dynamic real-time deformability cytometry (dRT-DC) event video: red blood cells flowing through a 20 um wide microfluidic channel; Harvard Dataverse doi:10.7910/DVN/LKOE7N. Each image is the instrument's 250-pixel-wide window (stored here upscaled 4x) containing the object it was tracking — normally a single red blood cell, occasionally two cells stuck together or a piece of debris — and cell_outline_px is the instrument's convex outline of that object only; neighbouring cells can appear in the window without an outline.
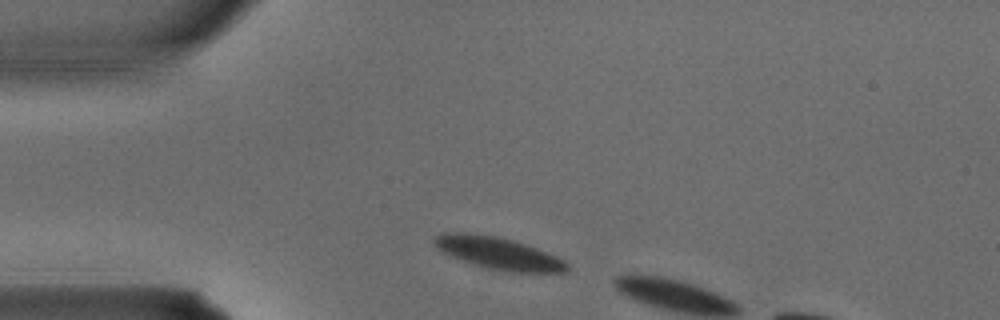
{"species": "common noctule bat (a hibernating species)", "species_latin": "Nyctalus noctula", "temperature_condition": "warm", "stored_images_in_passage": 2, "segment_of_instrument_passage": [2, 2], "camera_frame_rate_fps": 3000, "um_per_image_px": 0.085, "animal": {"sex": "male", "body_mass_g": 15.6}, "frame": {"image": 1, "passage_image": 2, "time_ms": 0.333, "image_size_px": [1000, 320], "cell_outline_px": [[572, 268], [564, 272], [508, 272], [488, 268], [472, 264], [448, 256], [436, 248], [432, 244], [432, 240], [436, 236], [444, 232], [464, 232], [500, 236], [548, 252], [564, 260]], "centroid_in_image_um": [42.32, 21.52], "position_along_channel_um": 42.7, "area_um2": 25.2}}